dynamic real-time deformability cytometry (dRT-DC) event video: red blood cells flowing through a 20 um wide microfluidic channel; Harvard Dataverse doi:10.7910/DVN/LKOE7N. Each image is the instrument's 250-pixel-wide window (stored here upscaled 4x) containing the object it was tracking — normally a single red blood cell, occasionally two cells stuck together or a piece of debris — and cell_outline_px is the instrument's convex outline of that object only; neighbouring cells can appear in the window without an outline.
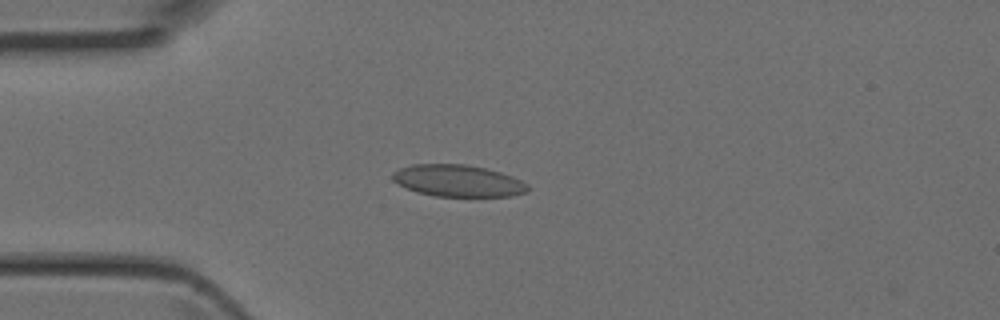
{"species": "Egyptian fruit bat (a non-hibernating species)", "species_latin": "Rousettus aegyptiacus", "temperature_condition": "room temperature", "stored_images_in_passage": 4, "camera_frame_rate_fps": 3000, "um_per_image_px": 0.085, "animal": {"sex": "female"}, "frame": {"image": 1, "passage_image": 3, "time_ms": 0.667, "image_size_px": [1000, 320], "cell_outline_px": [[528, 192], [512, 196], [436, 196], [416, 192], [392, 180], [392, 172], [400, 168], [412, 164], [464, 164], [484, 168], [500, 172], [512, 176], [528, 184]], "centroid_in_image_um": [38.93, 15.36], "position_along_channel_um": 46.1, "area_um2": 24.97}}